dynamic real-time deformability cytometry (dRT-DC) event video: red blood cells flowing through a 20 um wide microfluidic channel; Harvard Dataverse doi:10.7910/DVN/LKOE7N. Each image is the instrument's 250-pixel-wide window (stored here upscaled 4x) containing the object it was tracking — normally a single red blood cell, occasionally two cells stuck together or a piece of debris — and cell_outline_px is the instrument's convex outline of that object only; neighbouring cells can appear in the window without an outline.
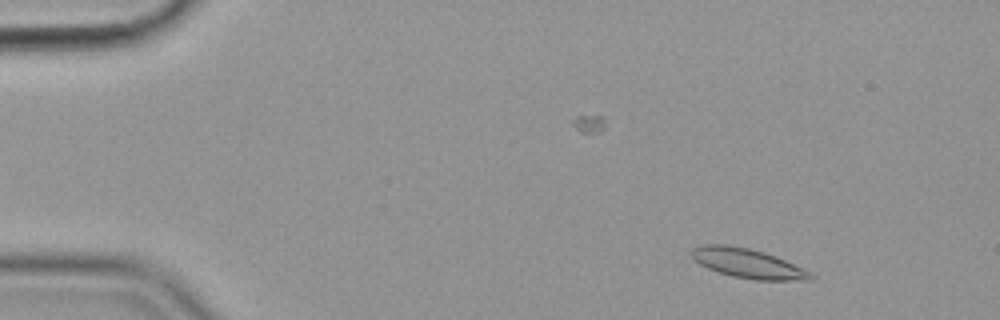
{"species": "common noctule bat (a hibernating species)", "species_latin": "Nyctalus noctula", "temperature_condition": "cold", "stored_images_in_passage": 55, "camera_frame_rate_fps": 3000, "um_per_image_px": 0.085, "animal": {"sex": "female", "body_mass_g": 19.9}, "frame": {"image": 1, "passage_image": 5, "time_ms": 1.333, "image_size_px": [1000, 320], "cell_outline_px": [[816, 276], [812, 280], [756, 280], [732, 276], [708, 268], [692, 260], [692, 248], [704, 244], [728, 244], [748, 248], [764, 252], [784, 260]], "centroid_in_image_um": [63.51, 22.38], "position_along_channel_um": 21.5, "area_um2": 20.17}}
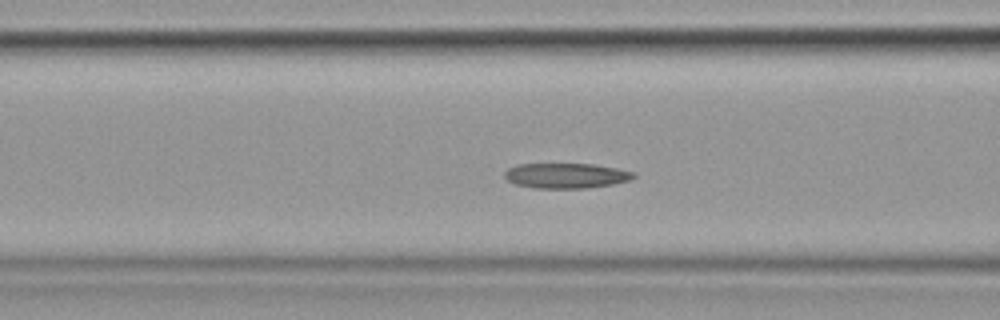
{"frame": {"image": 2, "passage_image": 21, "time_ms": 6.667, "image_size_px": [1000, 320], "cell_outline_px": [[636, 176], [632, 180], [612, 184], [588, 188], [532, 188], [516, 184], [508, 180], [504, 176], [504, 172], [508, 168], [516, 164], [592, 164], [616, 168], [636, 172]], "centroid_in_image_um": [48.13, 14.93], "position_along_channel_um": 118.5, "area_um2": 19.02}}
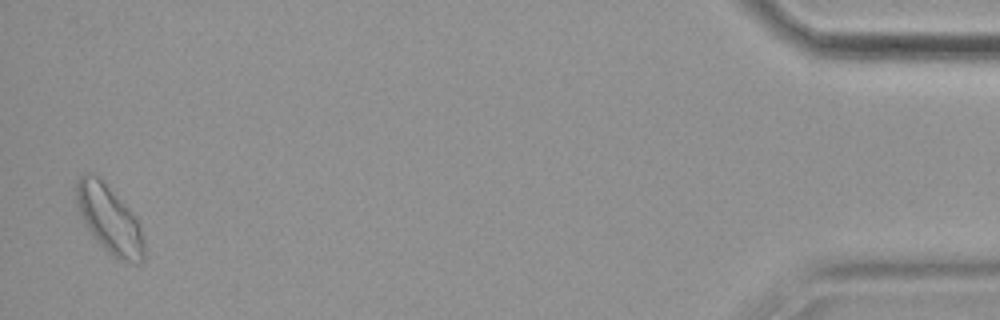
{"frame": {"image": 3, "passage_image": 54, "time_ms": 17.667, "image_size_px": [1000, 320], "cell_outline_px": [[144, 260], [140, 264], [120, 260], [112, 256], [92, 236], [76, 208], [76, 184], [80, 176], [84, 172], [96, 172], [136, 216], [144, 240]], "centroid_in_image_um": [9.28, 18.61], "position_along_channel_um": 425.9, "area_um2": 27.17}}